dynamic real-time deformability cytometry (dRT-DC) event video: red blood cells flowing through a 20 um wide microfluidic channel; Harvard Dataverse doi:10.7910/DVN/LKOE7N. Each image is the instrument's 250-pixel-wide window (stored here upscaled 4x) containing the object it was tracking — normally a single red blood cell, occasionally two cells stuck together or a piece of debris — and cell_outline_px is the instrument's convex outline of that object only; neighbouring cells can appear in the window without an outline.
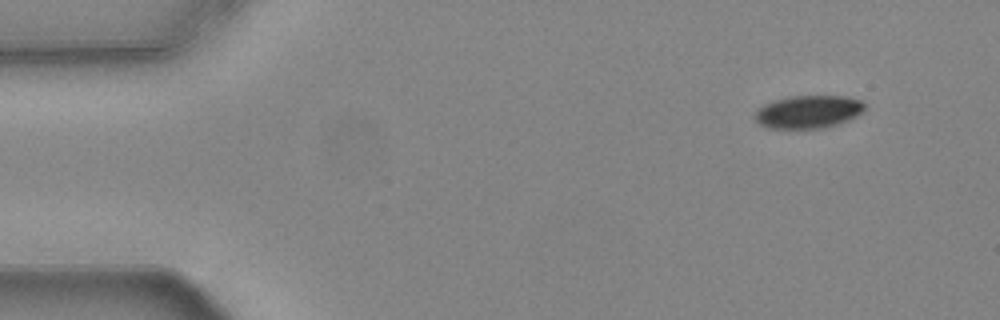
{"species": "common noctule bat (a hibernating species)", "species_latin": "Nyctalus noctula", "temperature_condition": "warm", "stored_images_in_passage": 51, "camera_frame_rate_fps": 3000, "um_per_image_px": 0.085, "animal": {"sex": "female", "body_mass_g": 24.6, "forearm_length_mm": 56.2}, "frame": {"image": 1, "passage_image": 1, "time_ms": 0.0, "image_size_px": [1000, 320], "cell_outline_px": [[868, 104], [856, 116], [840, 124], [824, 128], [768, 128], [760, 124], [756, 120], [756, 112], [764, 104], [776, 100], [792, 96], [848, 96], [864, 100]], "centroid_in_image_um": [68.78, 9.5], "position_along_channel_um": 16.2, "area_um2": 21.04}}
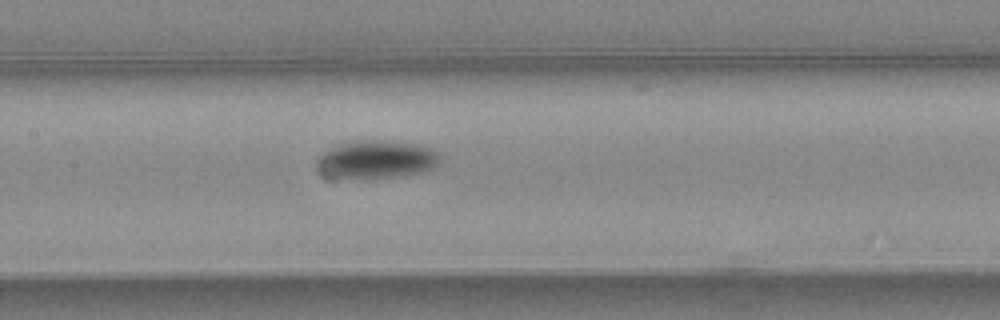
{"frame": {"image": 2, "passage_image": 22, "time_ms": 7.0, "image_size_px": [1000, 320], "cell_outline_px": [[440, 160], [432, 168], [424, 172], [404, 176], [368, 180], [328, 180], [320, 172], [316, 164], [320, 156], [324, 152], [340, 144], [416, 144], [432, 148], [440, 152]], "centroid_in_image_um": [31.96, 13.7], "position_along_channel_um": 175.4, "area_um2": 26.99}}
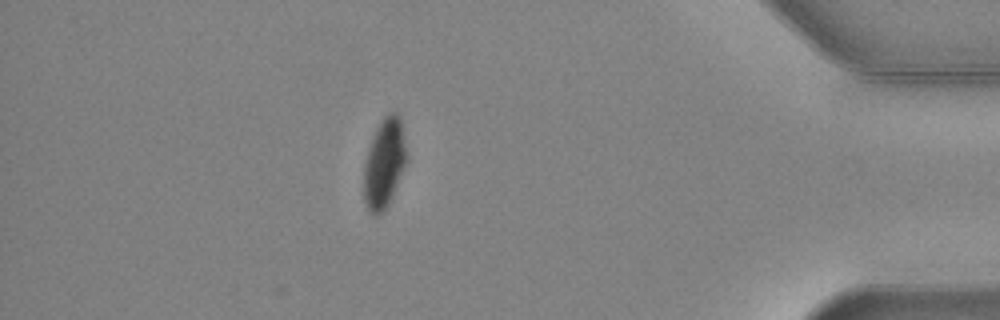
{"frame": {"image": 3, "passage_image": 44, "time_ms": 14.333, "image_size_px": [1000, 320], "cell_outline_px": [[408, 160], [392, 196], [384, 212], [376, 216], [372, 216], [368, 212], [364, 204], [364, 164], [368, 148], [376, 128], [384, 116], [388, 112], [396, 112], [400, 116], [408, 156]], "centroid_in_image_um": [32.67, 13.9], "position_along_channel_um": 402.5, "area_um2": 22.72}, "authors_computed_cell_mechanics": {"area_um2": 24.276, "velocity_mm_per_s": 3.7394, "shape_relaxation_time_tau1_ms": 5.0353, "shape_relaxation_time_tau2_ms": null, "deformation_change_tau1": 0.1212, "deformation_change_tau2": null}}